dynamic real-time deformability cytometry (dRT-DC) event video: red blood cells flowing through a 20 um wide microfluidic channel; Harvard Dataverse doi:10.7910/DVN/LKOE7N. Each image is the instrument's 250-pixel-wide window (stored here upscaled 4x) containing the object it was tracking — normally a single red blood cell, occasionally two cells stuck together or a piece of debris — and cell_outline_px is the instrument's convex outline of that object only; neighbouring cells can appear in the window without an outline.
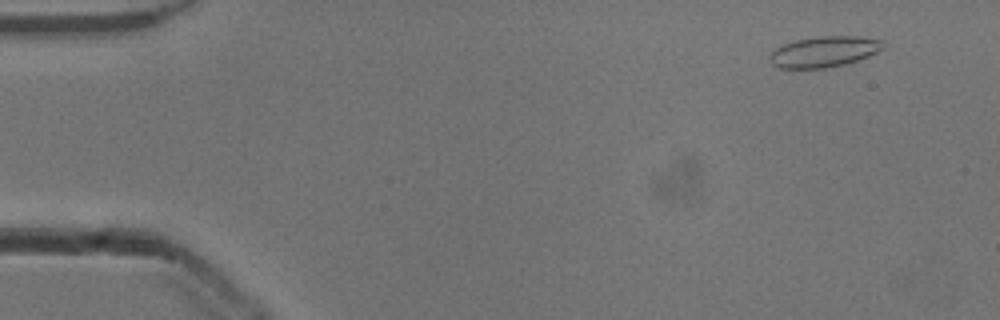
{"species": "common noctule bat (a hibernating species)", "species_latin": "Nyctalus noctula", "temperature_condition": "cold", "stored_images_in_passage": 11, "camera_frame_rate_fps": 3000, "um_per_image_px": 0.085, "animal": {"sex": "male", "body_mass_g": 13.3}, "frame": {"image": 1, "passage_image": 4, "time_ms": 1.0, "image_size_px": [1000, 320], "cell_outline_px": [[884, 48], [868, 56], [844, 64], [824, 68], [776, 68], [768, 60], [768, 56], [776, 48], [784, 44], [796, 40], [816, 36], [856, 36], [884, 40]], "centroid_in_image_um": [70.02, 4.39], "position_along_channel_um": 15.0, "area_um2": 20.35}}